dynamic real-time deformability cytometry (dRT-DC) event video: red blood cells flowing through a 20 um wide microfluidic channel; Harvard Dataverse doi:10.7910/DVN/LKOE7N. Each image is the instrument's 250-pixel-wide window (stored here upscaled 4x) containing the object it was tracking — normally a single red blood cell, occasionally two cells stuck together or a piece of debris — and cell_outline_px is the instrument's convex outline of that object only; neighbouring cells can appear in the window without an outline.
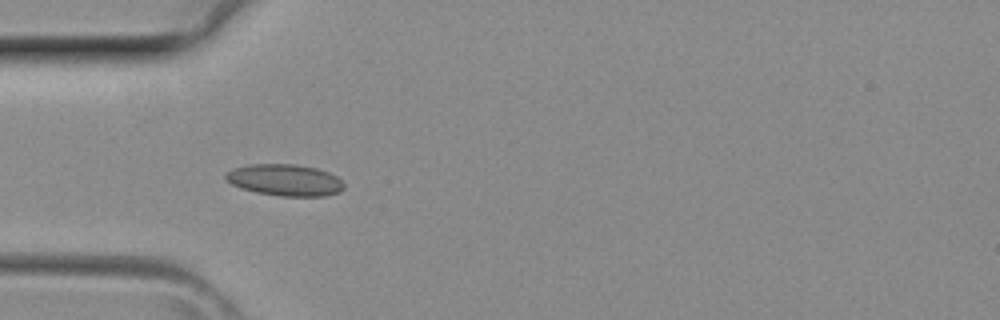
{"species": "common noctule bat (a hibernating species)", "species_latin": "Nyctalus noctula", "temperature_condition": "room temperature", "stored_images_in_passage": 32, "camera_frame_rate_fps": 3000, "um_per_image_px": 0.085, "animal": {"sex": "female", "body_mass_g": 29.2, "forearm_length_mm": 56.3}, "frame": {"image": 1, "passage_image": 6, "time_ms": 1.667, "image_size_px": [1000, 320], "cell_outline_px": [[344, 188], [340, 192], [324, 196], [280, 196], [256, 192], [240, 188], [232, 184], [224, 176], [232, 168], [248, 164], [296, 164], [316, 168], [328, 172], [336, 176], [344, 184]], "centroid_in_image_um": [24.22, 15.3], "position_along_channel_um": 60.8, "area_um2": 21.79}}
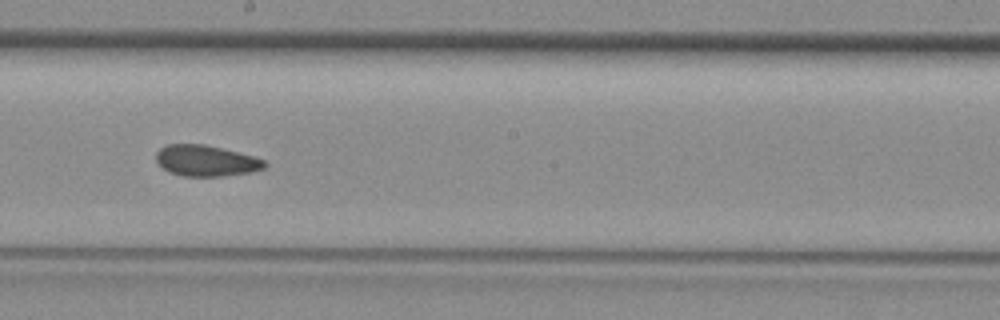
{"frame": {"image": 2, "passage_image": 16, "time_ms": 5.0, "image_size_px": [1000, 320], "cell_outline_px": [[268, 164], [264, 168], [248, 172], [224, 176], [184, 176], [168, 172], [156, 160], [156, 152], [160, 148], [168, 144], [204, 144], [252, 156], [264, 160]], "centroid_in_image_um": [17.48, 13.66], "position_along_channel_um": 230.7, "area_um2": 19.36}}
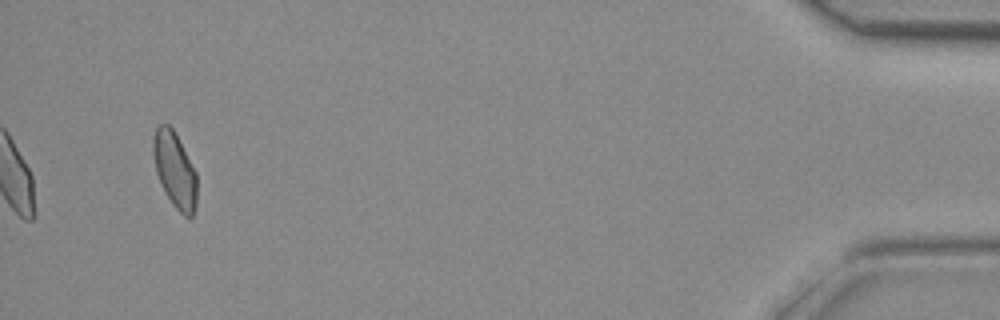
{"frame": {"image": 3, "passage_image": 32, "time_ms": 10.333, "image_size_px": [1000, 320], "cell_outline_px": [[196, 204], [192, 216], [184, 216], [172, 204], [164, 192], [156, 172], [152, 152], [152, 140], [156, 128], [160, 124], [168, 124], [172, 128], [196, 172]], "centroid_in_image_um": [14.83, 14.45], "position_along_channel_um": 420.4, "area_um2": 19.07}}